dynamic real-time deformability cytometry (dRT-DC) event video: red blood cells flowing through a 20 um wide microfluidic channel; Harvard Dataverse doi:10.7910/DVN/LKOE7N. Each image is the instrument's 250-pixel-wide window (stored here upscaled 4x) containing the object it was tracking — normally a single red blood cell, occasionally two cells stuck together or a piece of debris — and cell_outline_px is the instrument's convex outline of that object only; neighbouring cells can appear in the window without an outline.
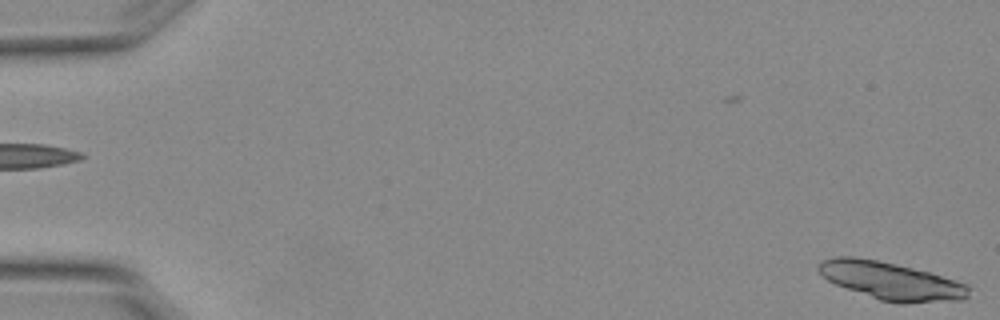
{"species": "Egyptian fruit bat (a non-hibernating species)", "species_latin": "Rousettus aegyptiacus", "temperature_condition": "warm", "stored_images_in_passage": 5, "segment_of_instrument_passage": [2, 2], "camera_frame_rate_fps": 3000, "um_per_image_px": 0.085, "animal": {"sex": "female"}, "frame": {"image": 1, "passage_image": 5, "time_ms": 1.333, "image_size_px": [1000, 320], "cell_outline_px": [[972, 288], [968, 296], [964, 300], [904, 304], [900, 304], [880, 300], [836, 284], [828, 280], [816, 268], [824, 260], [836, 256], [852, 256], [876, 260], [896, 264], [932, 272], [968, 284]], "centroid_in_image_um": [75.84, 23.89], "position_along_channel_um": 9.2, "area_um2": 33.18}}